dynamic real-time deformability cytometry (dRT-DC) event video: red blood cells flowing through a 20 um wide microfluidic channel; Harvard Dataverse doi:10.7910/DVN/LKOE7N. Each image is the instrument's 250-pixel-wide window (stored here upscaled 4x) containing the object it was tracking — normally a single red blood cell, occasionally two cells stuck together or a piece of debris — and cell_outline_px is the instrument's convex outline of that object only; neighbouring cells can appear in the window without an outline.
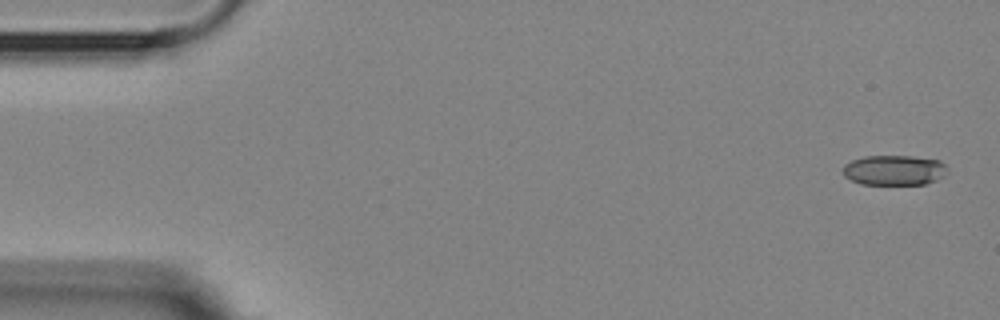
{"species": "Egyptian fruit bat (a non-hibernating species)", "species_latin": "Rousettus aegyptiacus", "temperature_condition": "room temperature", "stored_images_in_passage": 6, "camera_frame_rate_fps": 3000, "um_per_image_px": 0.085, "animal": {"sex": "female"}, "frame": {"image": 1, "passage_image": 1, "time_ms": 0.0, "image_size_px": [1000, 320], "cell_outline_px": [[948, 168], [944, 176], [936, 180], [924, 184], [860, 184], [844, 176], [844, 164], [852, 160], [864, 156], [912, 156], [940, 160]], "centroid_in_image_um": [76.02, 14.46], "position_along_channel_um": 9.0, "area_um2": 18.32}}
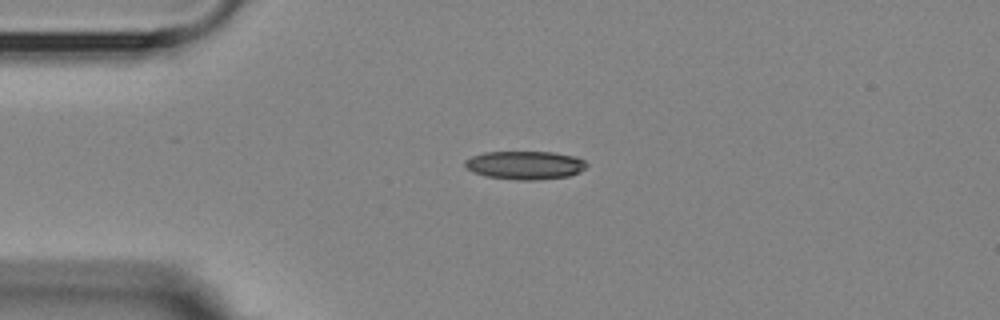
{"frame": {"image": 2, "passage_image": 4, "time_ms": 3.667, "image_size_px": [1000, 320], "cell_outline_px": [[588, 164], [580, 172], [568, 176], [536, 180], [520, 180], [484, 176], [472, 172], [464, 164], [464, 160], [472, 156], [484, 152], [552, 152], [576, 156], [584, 160]], "centroid_in_image_um": [44.62, 14.03], "position_along_channel_um": 40.4, "area_um2": 20.17}}
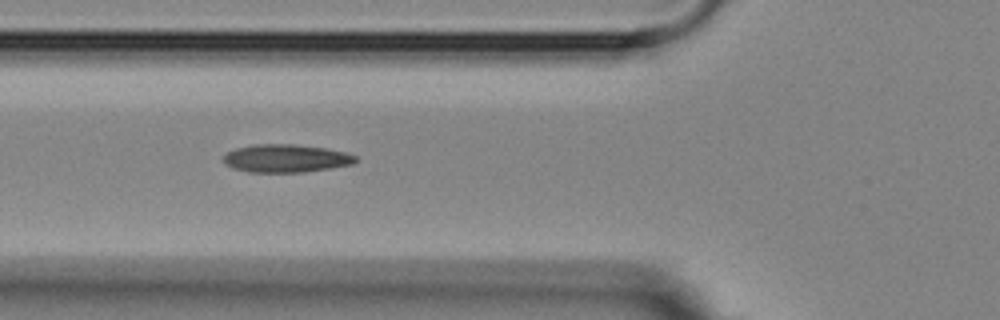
{"frame": {"image": 3, "passage_image": 6, "time_ms": 6.0, "image_size_px": [1000, 320], "cell_outline_px": [[356, 160], [352, 164], [304, 172], [248, 172], [232, 168], [224, 164], [224, 156], [228, 152], [236, 148], [252, 144], [292, 144], [324, 148], [344, 152], [356, 156]], "centroid_in_image_um": [24.25, 13.46], "position_along_channel_um": 101.6, "area_um2": 21.39}}